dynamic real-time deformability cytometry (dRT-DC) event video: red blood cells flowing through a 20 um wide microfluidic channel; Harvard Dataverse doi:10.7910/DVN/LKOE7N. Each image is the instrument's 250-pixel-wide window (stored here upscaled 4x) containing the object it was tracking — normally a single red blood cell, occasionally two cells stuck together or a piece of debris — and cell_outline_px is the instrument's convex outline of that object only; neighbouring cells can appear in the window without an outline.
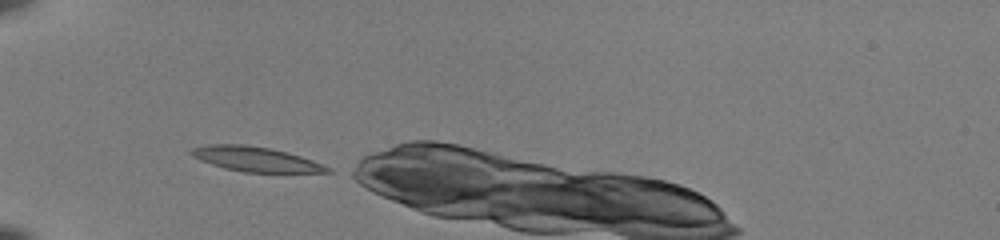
{"species": "common noctule bat (a hibernating species)", "species_latin": "Nyctalus noctula", "temperature_condition": "room temperature", "stored_images_in_passage": 35, "camera_frame_rate_fps": 3000, "um_per_image_px": 0.085, "animal": {"sex": "female", "body_mass_g": 22.0, "forearm_length_mm": 56.7}, "frame": {"image": 1, "passage_image": 1, "time_ms": 0.0, "image_size_px": [1000, 240], "cell_outline_px": [[332, 172], [244, 172], [224, 168], [200, 160], [192, 156], [188, 152], [192, 148], [212, 144], [244, 144], [268, 148], [288, 152], [324, 164], [332, 168]], "centroid_in_image_um": [21.73, 13.52], "position_along_channel_um": 63.3, "area_um2": 19.54}}
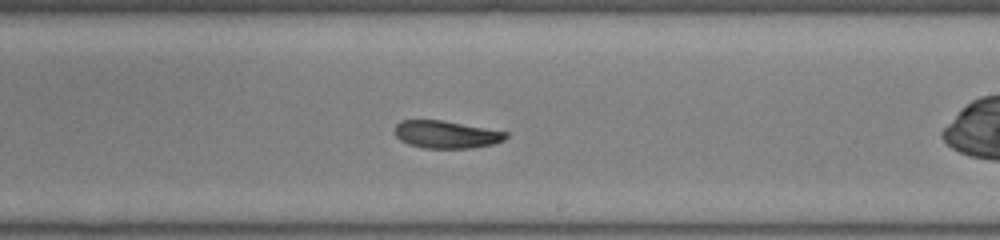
{"frame": {"image": 2, "passage_image": 16, "time_ms": 5.0, "image_size_px": [1000, 240], "cell_outline_px": [[508, 136], [504, 140], [492, 144], [472, 148], [424, 148], [408, 144], [400, 140], [396, 136], [396, 124], [400, 120], [440, 120], [508, 132]], "centroid_in_image_um": [37.92, 11.43], "position_along_channel_um": 251.1, "area_um2": 17.69}}
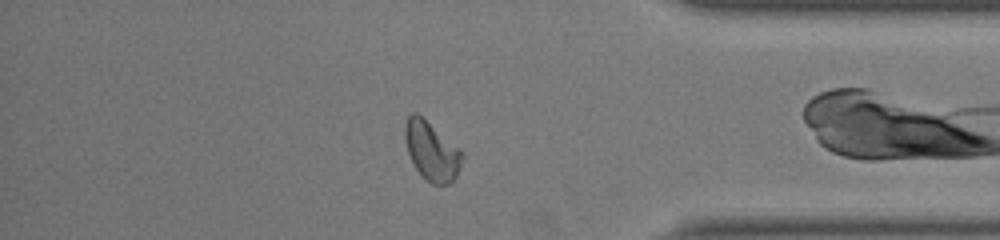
{"frame": {"image": 3, "passage_image": 28, "time_ms": 9.0, "image_size_px": [1000, 240], "cell_outline_px": [[464, 156], [460, 168], [452, 184], [432, 184], [416, 168], [408, 152], [404, 140], [404, 124], [408, 116], [412, 112], [416, 112], [460, 148], [464, 152]], "centroid_in_image_um": [36.7, 12.82], "position_along_channel_um": 398.5, "area_um2": 19.59}, "authors_computed_cell_mechanics": {"area_um2": 18.7272, "velocity_mm_per_s": 3.9938, "shape_relaxation_time_tau1_ms": 4.703, "shape_relaxation_time_tau2_ms": 2.2821, "deformation_change_tau1": 0.166, "deformation_change_tau2": 0.0743}}